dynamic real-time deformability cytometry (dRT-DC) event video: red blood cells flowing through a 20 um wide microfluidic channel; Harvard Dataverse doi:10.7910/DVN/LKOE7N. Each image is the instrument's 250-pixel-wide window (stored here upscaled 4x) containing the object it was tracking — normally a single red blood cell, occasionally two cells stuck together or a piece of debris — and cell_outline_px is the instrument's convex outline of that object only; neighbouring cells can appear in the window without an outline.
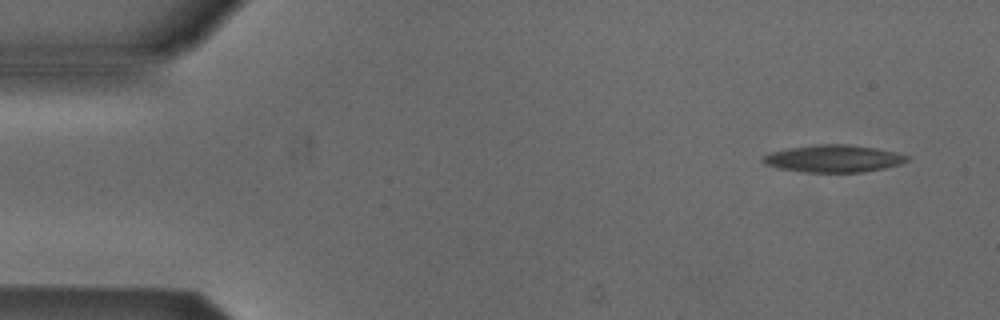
{"species": "Egyptian fruit bat (a non-hibernating species)", "species_latin": "Rousettus aegyptiacus", "temperature_condition": "cold", "stored_images_in_passage": 4, "camera_frame_rate_fps": 3000, "um_per_image_px": 0.085, "animal": {"sex": "male"}, "frame": {"image": 1, "passage_image": 1, "time_ms": 0.0, "image_size_px": [1000, 320], "cell_outline_px": [[908, 160], [900, 164], [884, 168], [864, 172], [804, 172], [780, 168], [764, 164], [760, 160], [760, 156], [768, 152], [788, 148], [816, 144], [848, 144], [876, 148], [896, 152], [908, 156]], "centroid_in_image_um": [70.79, 13.47], "position_along_channel_um": 14.2, "area_um2": 23.06}}
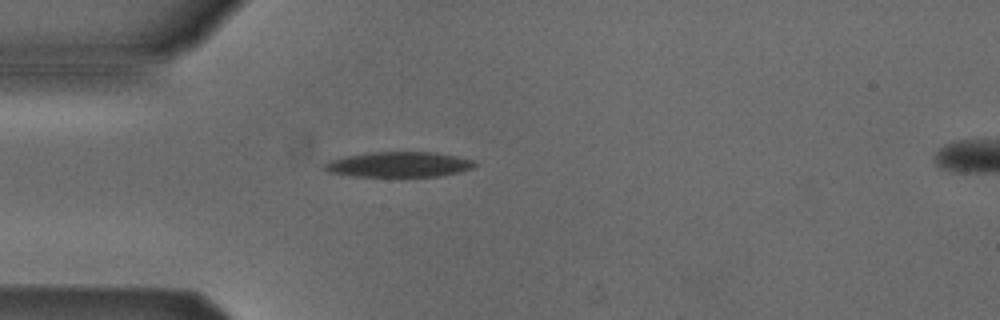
{"frame": {"image": 2, "passage_image": 4, "time_ms": 3.667, "image_size_px": [1000, 320], "cell_outline_px": [[480, 164], [472, 168], [440, 176], [352, 176], [328, 172], [320, 168], [328, 160], [368, 152], [436, 152], [476, 160]], "centroid_in_image_um": [33.9, 13.97], "position_along_channel_um": 51.1, "area_um2": 22.25}}